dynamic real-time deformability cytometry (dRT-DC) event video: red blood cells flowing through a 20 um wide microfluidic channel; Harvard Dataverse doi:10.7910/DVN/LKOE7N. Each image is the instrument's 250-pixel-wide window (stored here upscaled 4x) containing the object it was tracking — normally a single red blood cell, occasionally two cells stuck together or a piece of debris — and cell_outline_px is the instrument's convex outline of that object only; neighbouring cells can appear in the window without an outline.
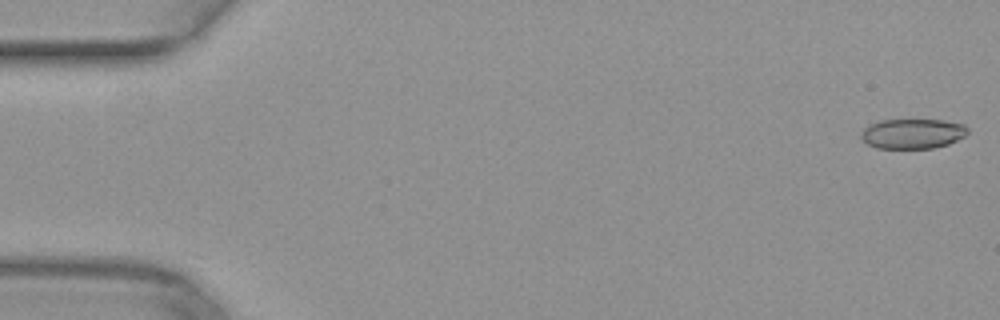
{"species": "common noctule bat (a hibernating species)", "species_latin": "Nyctalus noctula", "temperature_condition": "warm", "stored_images_in_passage": 51, "camera_frame_rate_fps": 3000, "um_per_image_px": 0.085, "animal": {"sex": "female", "body_mass_g": 29.2, "forearm_length_mm": 56.3}, "frame": {"image": 1, "passage_image": 1, "time_ms": 0.0, "image_size_px": [1000, 320], "cell_outline_px": [[968, 132], [964, 136], [948, 144], [932, 148], [876, 148], [860, 140], [860, 132], [868, 124], [880, 120], [944, 120], [964, 124], [968, 128]], "centroid_in_image_um": [77.53, 11.36], "position_along_channel_um": 7.5, "area_um2": 18.73}}
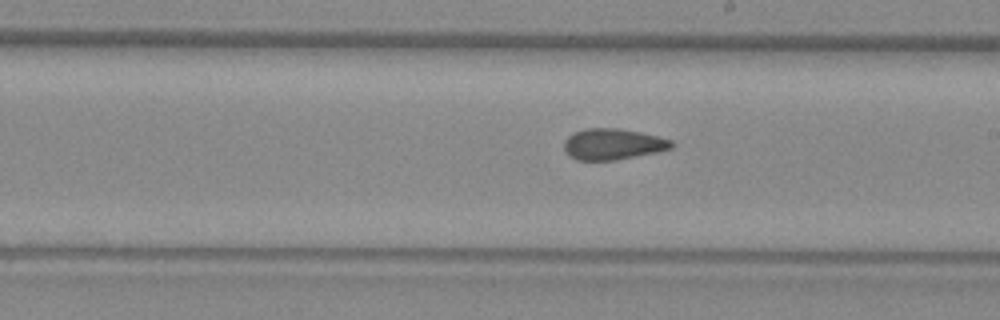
{"frame": {"image": 2, "passage_image": 29, "time_ms": 9.333, "image_size_px": [1000, 320], "cell_outline_px": [[676, 144], [672, 148], [656, 152], [616, 160], [576, 160], [564, 148], [564, 140], [572, 132], [584, 128], [620, 128], [640, 132], [672, 140]], "centroid_in_image_um": [52.1, 12.24], "position_along_channel_um": 236.9, "area_um2": 19.48}}
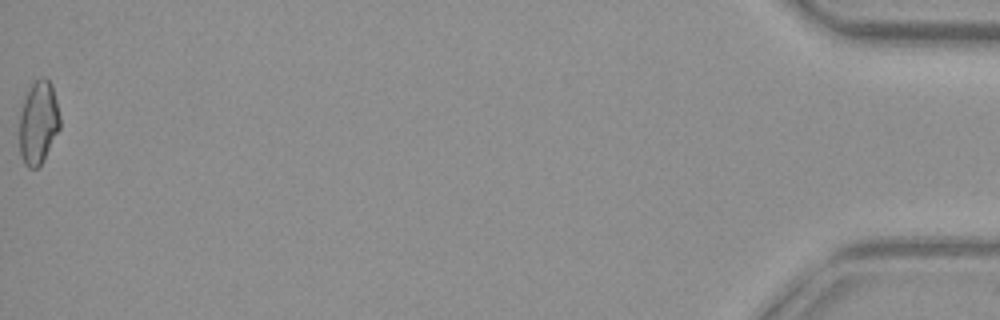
{"frame": {"image": 3, "passage_image": 51, "time_ms": 16.667, "image_size_px": [1000, 320], "cell_outline_px": [[60, 128], [44, 160], [36, 168], [28, 168], [24, 164], [20, 156], [20, 112], [28, 88], [40, 76], [44, 76], [52, 84], [60, 116]], "centroid_in_image_um": [3.26, 10.42], "position_along_channel_um": 431.9, "area_um2": 19.77}}